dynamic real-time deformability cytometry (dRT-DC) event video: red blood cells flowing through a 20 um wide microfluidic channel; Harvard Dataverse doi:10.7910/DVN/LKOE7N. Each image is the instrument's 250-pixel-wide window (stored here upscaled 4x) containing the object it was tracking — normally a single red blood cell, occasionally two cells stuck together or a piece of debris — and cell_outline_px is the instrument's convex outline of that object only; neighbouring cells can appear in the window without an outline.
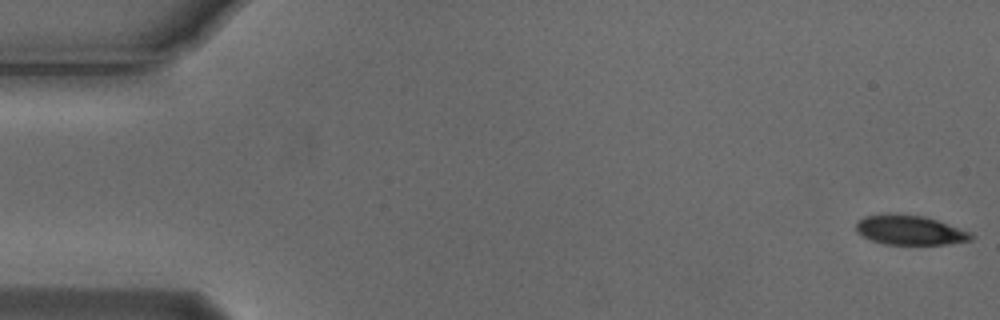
{"species": "Egyptian fruit bat (a non-hibernating species)", "species_latin": "Rousettus aegyptiacus", "temperature_condition": "cold", "stored_images_in_passage": 5, "camera_frame_rate_fps": 3000, "um_per_image_px": 0.085, "animal": {"sex": "male"}, "frame": {"image": 1, "passage_image": 1, "time_ms": 0.0, "image_size_px": [1000, 320], "cell_outline_px": [[976, 236], [972, 240], [944, 244], [884, 244], [872, 240], [856, 232], [856, 224], [860, 220], [868, 216], [924, 216], [972, 232]], "centroid_in_image_um": [77.42, 19.6], "position_along_channel_um": 7.6, "area_um2": 19.02}}
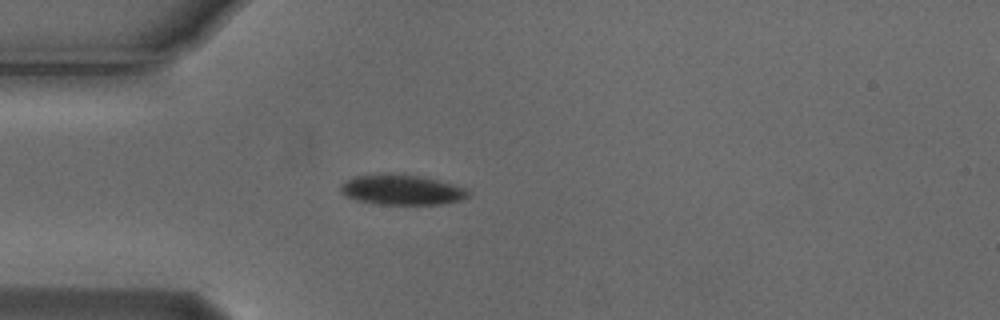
{"frame": {"image": 2, "passage_image": 5, "time_ms": 1.333, "image_size_px": [1000, 320], "cell_outline_px": [[468, 196], [460, 200], [440, 204], [376, 204], [356, 200], [340, 192], [340, 184], [352, 176], [388, 172], [420, 176], [436, 180], [464, 188], [468, 192]], "centroid_in_image_um": [34.05, 16.11], "position_along_channel_um": 50.9, "area_um2": 22.43}}